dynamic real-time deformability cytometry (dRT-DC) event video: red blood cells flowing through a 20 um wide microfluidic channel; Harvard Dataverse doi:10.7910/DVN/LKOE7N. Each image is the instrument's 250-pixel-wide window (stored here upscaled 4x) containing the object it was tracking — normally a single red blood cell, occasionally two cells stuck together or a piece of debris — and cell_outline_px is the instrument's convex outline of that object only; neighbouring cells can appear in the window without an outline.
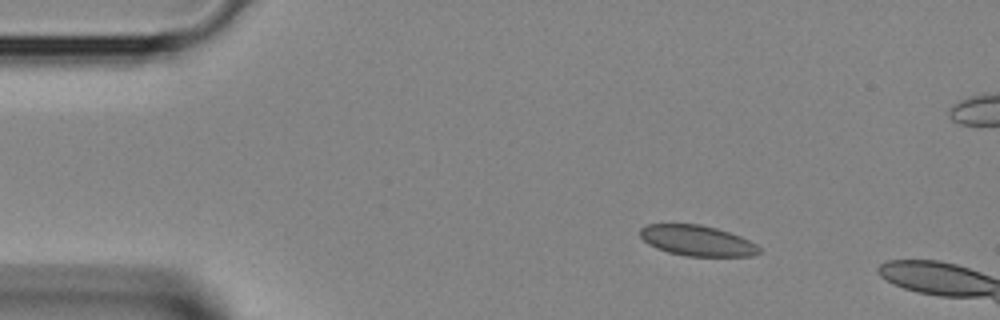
{"species": "Egyptian fruit bat (a non-hibernating species)", "species_latin": "Rousettus aegyptiacus", "temperature_condition": "room temperature", "stored_images_in_passage": 3, "camera_frame_rate_fps": 3000, "um_per_image_px": 0.085, "animal": {"sex": "female"}, "frame": {"image": 1, "passage_image": 2, "time_ms": 0.333, "image_size_px": [1000, 320], "cell_outline_px": [[760, 252], [752, 256], [688, 256], [668, 252], [656, 248], [648, 244], [640, 236], [640, 228], [648, 224], [700, 224], [716, 228], [740, 236], [756, 244], [760, 248]], "centroid_in_image_um": [59.24, 20.45], "position_along_channel_um": 25.8, "area_um2": 21.1}}